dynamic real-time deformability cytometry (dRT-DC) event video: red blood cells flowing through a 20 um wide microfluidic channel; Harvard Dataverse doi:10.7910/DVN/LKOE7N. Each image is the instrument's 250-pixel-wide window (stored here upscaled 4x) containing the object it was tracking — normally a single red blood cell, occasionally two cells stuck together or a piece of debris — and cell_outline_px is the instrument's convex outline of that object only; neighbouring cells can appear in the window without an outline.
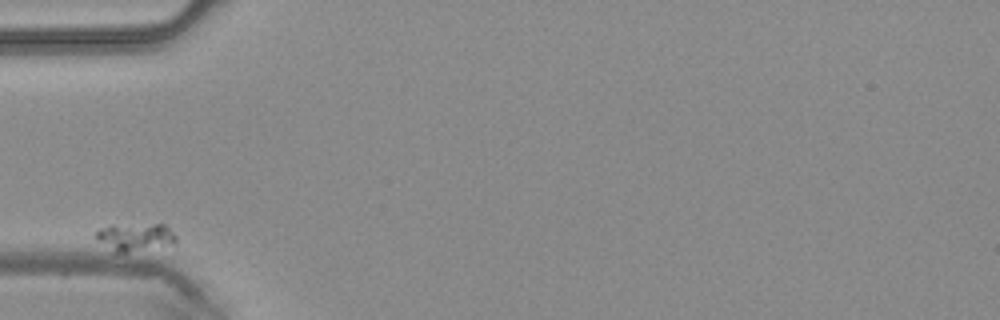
{"species": "common noctule bat (a hibernating species)", "species_latin": "Nyctalus noctula", "temperature_condition": "warm", "stored_images_in_passage": 8, "camera_frame_rate_fps": 3000, "um_per_image_px": 0.085, "animal": {"sex": "male", "body_mass_g": 20.4}, "frame": {"image": 1, "passage_image": 1, "time_ms": 0.0, "image_size_px": [1000, 320], "cell_outline_px": [[176, 244], [124, 252], [112, 252], [96, 236], [96, 232], [100, 228], [112, 224], [164, 224], [176, 236]], "centroid_in_image_um": [11.5, 20.13], "position_along_channel_um": 73.5, "area_um2": 12.89}}
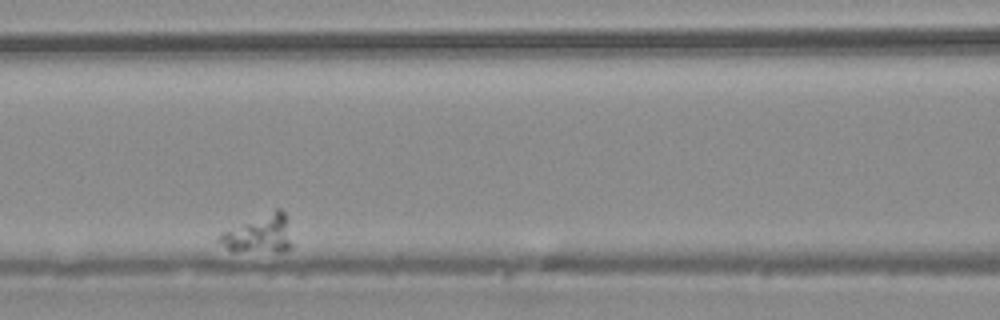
{"frame": {"image": 2, "passage_image": 3, "time_ms": 0.667, "image_size_px": [1000, 320], "cell_outline_px": [[292, 248], [280, 252], [232, 252], [216, 240], [224, 232], [276, 208], [280, 208], [284, 212], [292, 244]], "centroid_in_image_um": [22.05, 19.94], "position_along_channel_um": 144.5, "area_um2": 15.95}}
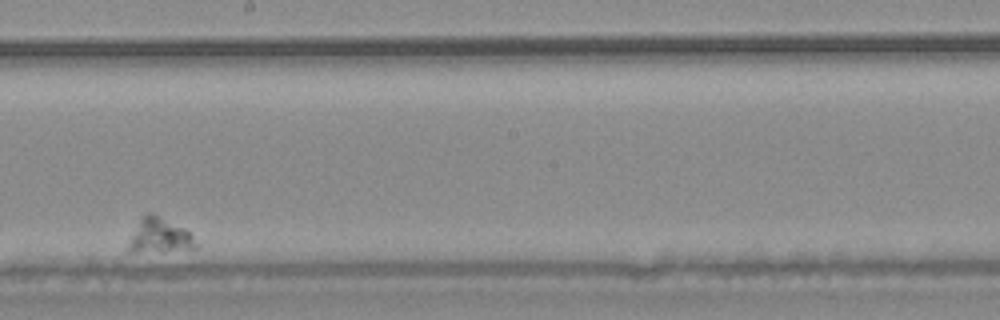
{"frame": {"image": 3, "passage_image": 5, "time_ms": 1.333, "image_size_px": [1000, 320], "cell_outline_px": [[196, 248], [136, 252], [132, 252], [128, 248], [128, 244], [140, 216], [148, 212], [152, 212], [184, 228], [192, 236], [196, 244]], "centroid_in_image_um": [13.52, 19.99], "position_along_channel_um": 234.7, "area_um2": 13.24}}